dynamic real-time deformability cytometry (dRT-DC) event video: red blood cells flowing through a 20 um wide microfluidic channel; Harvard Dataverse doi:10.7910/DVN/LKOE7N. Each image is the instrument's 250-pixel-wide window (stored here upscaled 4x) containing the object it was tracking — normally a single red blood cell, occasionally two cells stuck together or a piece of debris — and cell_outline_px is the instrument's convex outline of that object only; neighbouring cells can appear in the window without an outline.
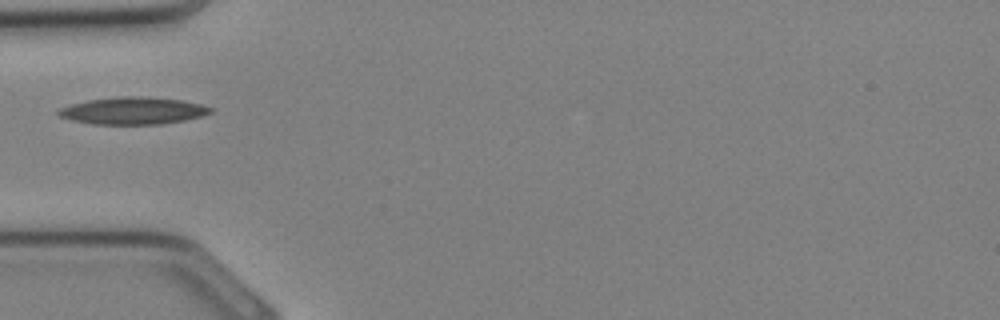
{"species": "Egyptian fruit bat (a non-hibernating species)", "species_latin": "Rousettus aegyptiacus", "temperature_condition": "cold", "stored_images_in_passage": 21, "camera_frame_rate_fps": 3000, "um_per_image_px": 0.085, "animal": {"sex": "female"}, "frame": {"image": 1, "passage_image": 1, "time_ms": 0.0, "image_size_px": [1000, 320], "cell_outline_px": [[212, 112], [200, 116], [184, 120], [164, 124], [92, 124], [72, 120], [60, 116], [56, 112], [60, 108], [72, 104], [88, 100], [116, 96], [140, 96], [180, 100], [200, 104], [212, 108]], "centroid_in_image_um": [11.28, 9.41], "position_along_channel_um": 73.7, "area_um2": 23.93}}
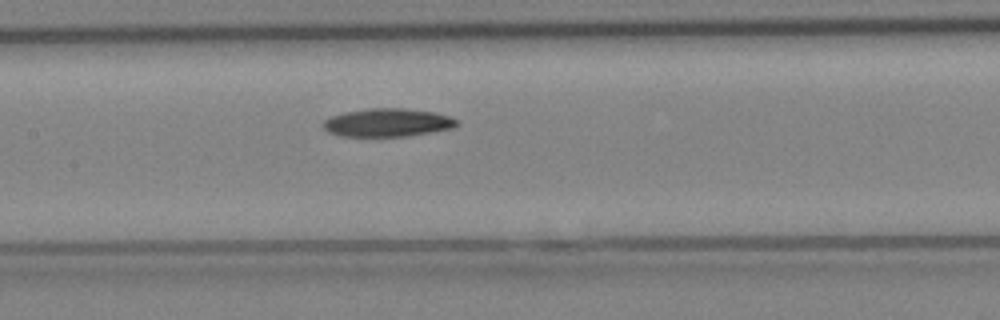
{"frame": {"image": 2, "passage_image": 6, "time_ms": 1.667, "image_size_px": [1000, 320], "cell_outline_px": [[460, 124], [456, 128], [404, 136], [340, 136], [328, 132], [320, 124], [324, 120], [332, 116], [348, 112], [368, 108], [404, 108], [436, 112], [460, 120]], "centroid_in_image_um": [32.99, 10.42], "position_along_channel_um": 174.4, "area_um2": 22.08}}
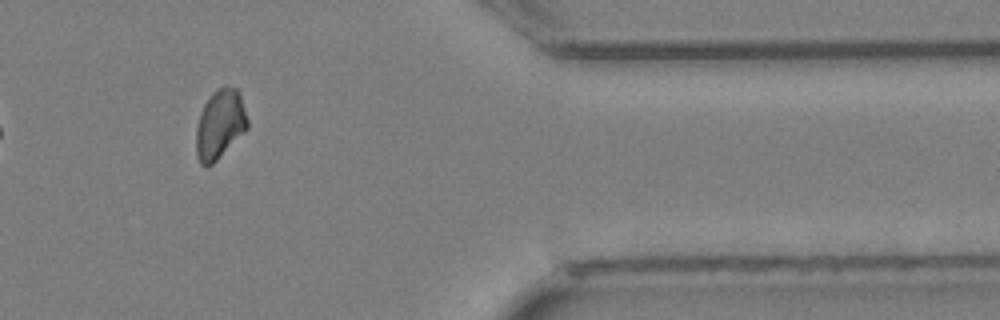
{"frame": {"image": 3, "passage_image": 18, "time_ms": 5.667, "image_size_px": [1000, 320], "cell_outline_px": [[248, 128], [208, 168], [204, 168], [200, 164], [196, 156], [196, 128], [200, 112], [204, 104], [212, 92], [216, 88], [224, 84], [236, 88], [240, 92], [248, 120]], "centroid_in_image_um": [18.68, 10.55], "position_along_channel_um": 392.7, "area_um2": 21.04}}